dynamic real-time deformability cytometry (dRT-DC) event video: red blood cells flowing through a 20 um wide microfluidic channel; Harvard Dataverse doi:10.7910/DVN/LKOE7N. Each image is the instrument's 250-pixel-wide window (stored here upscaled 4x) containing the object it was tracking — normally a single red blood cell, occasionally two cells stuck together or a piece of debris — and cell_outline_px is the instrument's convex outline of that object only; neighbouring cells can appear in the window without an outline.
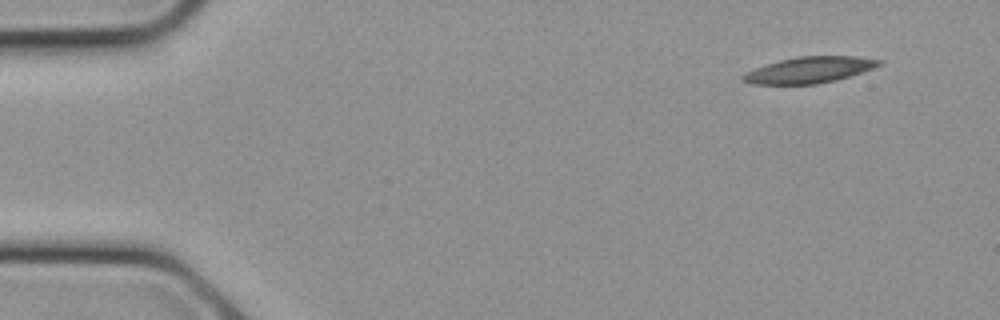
{"species": "common noctule bat (a hibernating species)", "species_latin": "Nyctalus noctula", "temperature_condition": "cold", "stored_images_in_passage": 7, "camera_frame_rate_fps": 3000, "um_per_image_px": 0.085, "animal": {"sex": "female", "body_mass_g": 21.9}, "frame": {"image": 1, "passage_image": 1, "time_ms": 0.0, "image_size_px": [1000, 320], "cell_outline_px": [[884, 64], [836, 80], [816, 84], [752, 84], [740, 80], [740, 76], [756, 68], [780, 60], [796, 56], [856, 56], [884, 60]], "centroid_in_image_um": [68.81, 5.94], "position_along_channel_um": 16.2, "area_um2": 20.63}}